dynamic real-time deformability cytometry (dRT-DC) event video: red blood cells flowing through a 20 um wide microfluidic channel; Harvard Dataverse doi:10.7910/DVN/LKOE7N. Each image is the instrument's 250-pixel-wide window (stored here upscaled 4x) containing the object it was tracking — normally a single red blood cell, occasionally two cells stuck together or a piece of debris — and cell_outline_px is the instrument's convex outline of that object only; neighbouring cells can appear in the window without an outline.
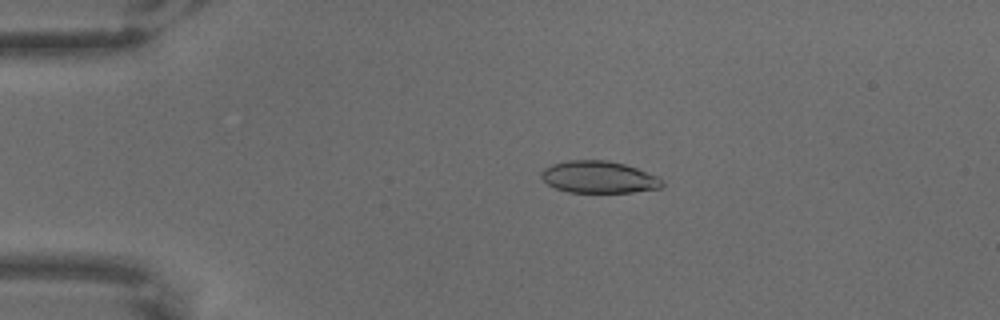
{"species": "common noctule bat (a hibernating species)", "species_latin": "Nyctalus noctula", "temperature_condition": "warm", "stored_images_in_passage": 8, "camera_frame_rate_fps": 3000, "um_per_image_px": 0.085, "animal": {"sex": "male", "body_mass_g": 18.8}, "frame": {"image": 1, "passage_image": 4, "time_ms": 1.0, "image_size_px": [1000, 320], "cell_outline_px": [[664, 184], [660, 188], [632, 192], [568, 192], [556, 188], [548, 184], [540, 176], [540, 172], [544, 168], [552, 164], [568, 160], [608, 160], [624, 164], [636, 168], [656, 176], [664, 180]], "centroid_in_image_um": [50.88, 15.05], "position_along_channel_um": 34.1, "area_um2": 22.48}}
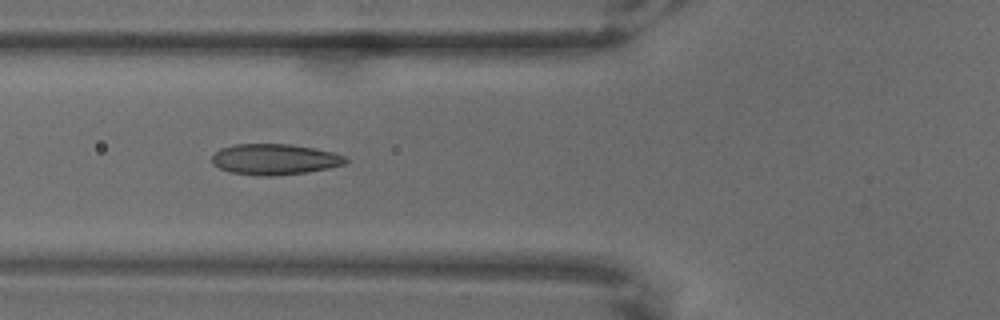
{"frame": {"image": 2, "passage_image": 7, "time_ms": 2.0, "image_size_px": [1000, 320], "cell_outline_px": [[348, 164], [308, 172], [276, 176], [260, 176], [232, 172], [220, 168], [212, 164], [212, 156], [220, 148], [236, 144], [292, 144], [332, 152], [344, 156], [348, 160]], "centroid_in_image_um": [23.36, 13.55], "position_along_channel_um": 102.4, "area_um2": 24.04}}
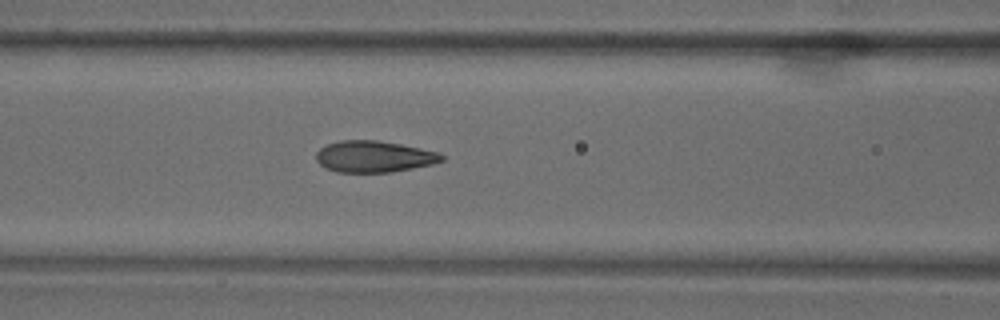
{"frame": {"image": 3, "passage_image": 8, "time_ms": 2.333, "image_size_px": [1000, 320], "cell_outline_px": [[444, 160], [432, 164], [392, 172], [336, 172], [324, 168], [316, 160], [316, 152], [320, 148], [328, 144], [340, 140], [380, 140], [440, 152], [444, 156]], "centroid_in_image_um": [31.78, 13.3], "position_along_channel_um": 134.8, "area_um2": 23.12}}